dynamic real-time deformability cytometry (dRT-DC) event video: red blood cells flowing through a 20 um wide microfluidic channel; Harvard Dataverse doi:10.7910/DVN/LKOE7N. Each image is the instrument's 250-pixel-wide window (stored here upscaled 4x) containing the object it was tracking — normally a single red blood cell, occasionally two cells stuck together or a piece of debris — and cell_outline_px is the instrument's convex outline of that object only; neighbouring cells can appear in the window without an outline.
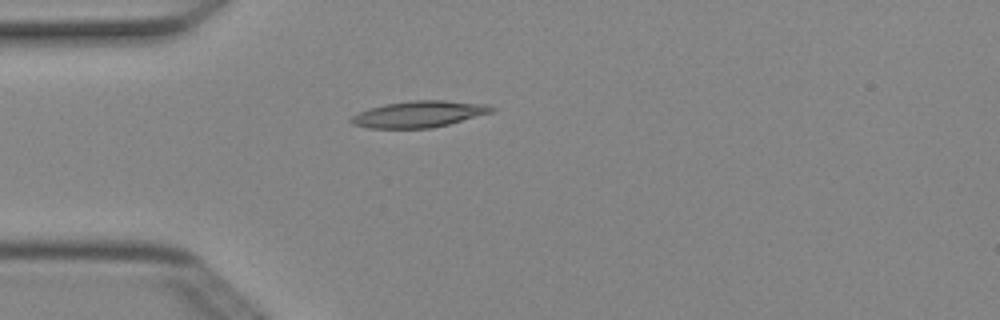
{"species": "Egyptian fruit bat (a non-hibernating species)", "species_latin": "Rousettus aegyptiacus", "temperature_condition": "cold", "stored_images_in_passage": 4, "camera_frame_rate_fps": 3000, "um_per_image_px": 0.085, "animal": {"sex": "female"}, "frame": {"image": 1, "passage_image": 4, "time_ms": 1.0, "image_size_px": [1000, 320], "cell_outline_px": [[496, 108], [492, 112], [448, 124], [432, 128], [368, 128], [352, 124], [348, 120], [352, 116], [360, 112], [384, 104], [412, 100], [444, 100], [488, 104]], "centroid_in_image_um": [35.62, 9.7], "position_along_channel_um": 49.4, "area_um2": 21.5}}